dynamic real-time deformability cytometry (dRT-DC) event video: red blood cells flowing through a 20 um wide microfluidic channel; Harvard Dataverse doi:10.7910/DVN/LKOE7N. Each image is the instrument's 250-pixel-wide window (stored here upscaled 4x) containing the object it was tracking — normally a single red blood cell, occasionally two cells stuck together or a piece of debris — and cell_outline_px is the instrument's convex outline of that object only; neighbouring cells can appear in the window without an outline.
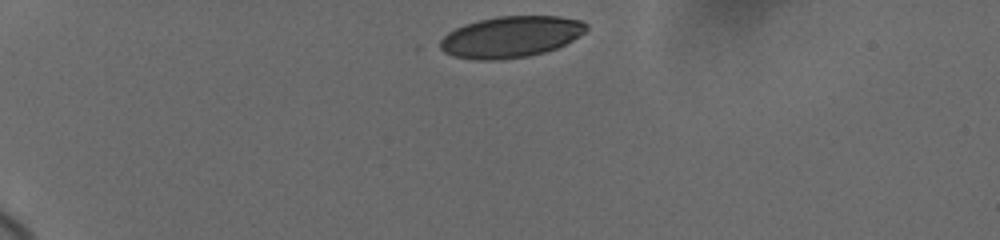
{"species": "human", "species_latin": "Homo sapiens", "temperature_condition": "cold", "stored_images_in_passage": 33, "camera_frame_rate_fps": 3000, "um_per_image_px": 0.085, "donor": {"sex": "female"}, "frame": {"image": 1, "passage_image": 1, "time_ms": 0.0, "image_size_px": [1000, 240], "cell_outline_px": [[588, 28], [584, 32], [572, 40], [556, 48], [544, 52], [528, 56], [500, 60], [476, 60], [452, 56], [436, 48], [432, 44], [448, 32], [464, 24], [496, 16], [560, 16], [580, 20], [588, 24]], "centroid_in_image_um": [43.32, 3.14], "position_along_channel_um": 41.7, "area_um2": 35.66}}
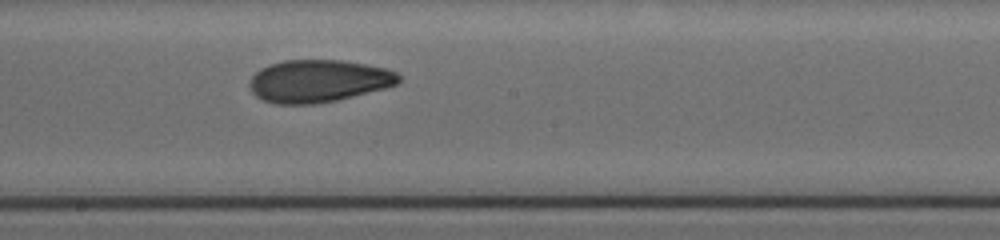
{"frame": {"image": 2, "passage_image": 19, "time_ms": 6.667, "image_size_px": [1000, 240], "cell_outline_px": [[400, 80], [396, 84], [384, 88], [336, 100], [316, 104], [276, 104], [264, 100], [256, 96], [252, 92], [248, 84], [252, 76], [260, 68], [268, 64], [284, 60], [344, 60], [388, 68], [396, 72], [400, 76]], "centroid_in_image_um": [27.04, 6.87], "position_along_channel_um": 221.2, "area_um2": 36.99}}
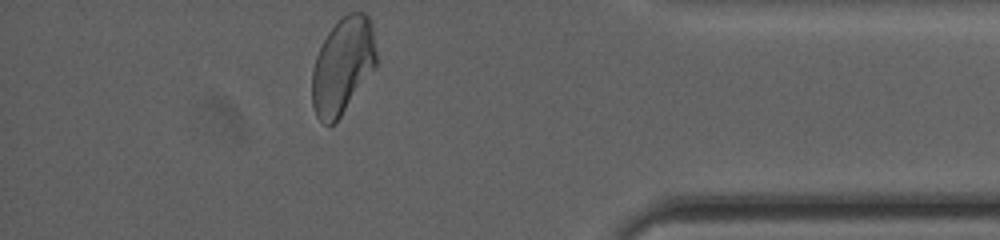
{"frame": {"image": 3, "passage_image": 33, "time_ms": 12.333, "image_size_px": [1000, 240], "cell_outline_px": [[380, 60], [376, 68], [340, 116], [332, 124], [324, 124], [316, 116], [312, 104], [312, 68], [316, 56], [328, 32], [348, 12], [364, 12], [368, 16], [372, 28]], "centroid_in_image_um": [29.16, 5.58], "position_along_channel_um": 406.0, "area_um2": 36.24}, "authors_computed_cell_mechanics": {"area_um2": 36.992, "velocity_mm_per_s": 3.6751, "shape_relaxation_time_tau1_ms": null, "shape_relaxation_time_tau2_ms": 2.6268, "deformation_change_tau1": null, "deformation_change_tau2": 0.0831}}